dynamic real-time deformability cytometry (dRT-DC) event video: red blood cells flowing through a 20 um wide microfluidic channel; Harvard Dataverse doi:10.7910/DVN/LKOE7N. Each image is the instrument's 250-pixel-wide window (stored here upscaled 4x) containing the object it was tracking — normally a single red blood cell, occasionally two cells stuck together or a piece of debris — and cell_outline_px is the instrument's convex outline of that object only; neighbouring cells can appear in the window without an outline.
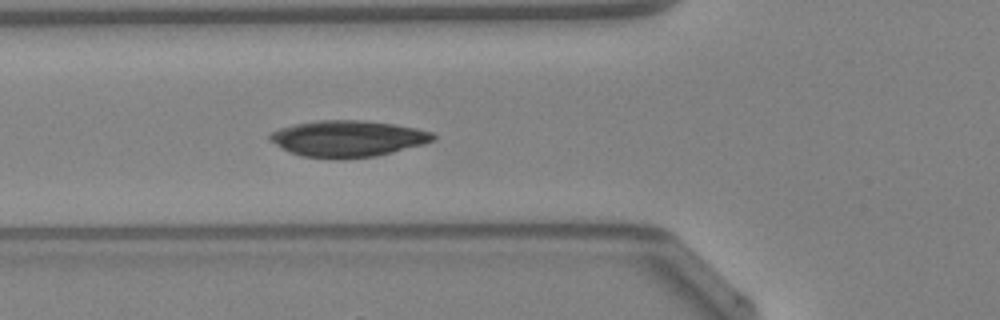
{"species": "Egyptian fruit bat (a non-hibernating species)", "species_latin": "Rousettus aegyptiacus", "temperature_condition": "warm", "stored_images_in_passage": 39, "camera_frame_rate_fps": 3000, "um_per_image_px": 0.085, "animal": {"sex": "female"}, "frame": {"image": 1, "passage_image": 12, "time_ms": 3.667, "image_size_px": [1000, 320], "cell_outline_px": [[436, 136], [432, 140], [424, 144], [376, 156], [336, 160], [300, 156], [288, 152], [268, 140], [268, 136], [272, 132], [280, 128], [292, 124], [316, 120], [368, 120], [416, 128], [432, 132]], "centroid_in_image_um": [29.51, 11.79], "position_along_channel_um": 96.3, "area_um2": 34.97}}